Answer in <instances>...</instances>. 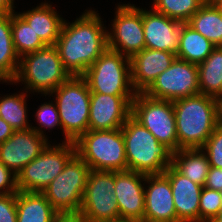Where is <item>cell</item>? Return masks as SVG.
I'll use <instances>...</instances> for the list:
<instances>
[{
  "instance_id": "2",
  "label": "cell",
  "mask_w": 222,
  "mask_h": 222,
  "mask_svg": "<svg viewBox=\"0 0 222 222\" xmlns=\"http://www.w3.org/2000/svg\"><path fill=\"white\" fill-rule=\"evenodd\" d=\"M178 150L202 148L219 125V105L214 97L197 94L172 101Z\"/></svg>"
},
{
  "instance_id": "19",
  "label": "cell",
  "mask_w": 222,
  "mask_h": 222,
  "mask_svg": "<svg viewBox=\"0 0 222 222\" xmlns=\"http://www.w3.org/2000/svg\"><path fill=\"white\" fill-rule=\"evenodd\" d=\"M176 55L144 48L130 58L132 87L136 93H144L155 81L158 75L170 67Z\"/></svg>"
},
{
  "instance_id": "16",
  "label": "cell",
  "mask_w": 222,
  "mask_h": 222,
  "mask_svg": "<svg viewBox=\"0 0 222 222\" xmlns=\"http://www.w3.org/2000/svg\"><path fill=\"white\" fill-rule=\"evenodd\" d=\"M145 176L146 174L128 169L115 171L114 194L117 197L120 220L143 222Z\"/></svg>"
},
{
  "instance_id": "22",
  "label": "cell",
  "mask_w": 222,
  "mask_h": 222,
  "mask_svg": "<svg viewBox=\"0 0 222 222\" xmlns=\"http://www.w3.org/2000/svg\"><path fill=\"white\" fill-rule=\"evenodd\" d=\"M17 222H54L60 215L42 192L16 193Z\"/></svg>"
},
{
  "instance_id": "40",
  "label": "cell",
  "mask_w": 222,
  "mask_h": 222,
  "mask_svg": "<svg viewBox=\"0 0 222 222\" xmlns=\"http://www.w3.org/2000/svg\"><path fill=\"white\" fill-rule=\"evenodd\" d=\"M219 105V124L222 125V100H218Z\"/></svg>"
},
{
  "instance_id": "4",
  "label": "cell",
  "mask_w": 222,
  "mask_h": 222,
  "mask_svg": "<svg viewBox=\"0 0 222 222\" xmlns=\"http://www.w3.org/2000/svg\"><path fill=\"white\" fill-rule=\"evenodd\" d=\"M70 74L64 69L55 45L45 47L20 58L19 69L12 83H24V91L50 95Z\"/></svg>"
},
{
  "instance_id": "23",
  "label": "cell",
  "mask_w": 222,
  "mask_h": 222,
  "mask_svg": "<svg viewBox=\"0 0 222 222\" xmlns=\"http://www.w3.org/2000/svg\"><path fill=\"white\" fill-rule=\"evenodd\" d=\"M172 166L193 183L204 186L210 164L201 148L180 149L173 152Z\"/></svg>"
},
{
  "instance_id": "28",
  "label": "cell",
  "mask_w": 222,
  "mask_h": 222,
  "mask_svg": "<svg viewBox=\"0 0 222 222\" xmlns=\"http://www.w3.org/2000/svg\"><path fill=\"white\" fill-rule=\"evenodd\" d=\"M26 93L0 96V117L4 119L15 131L27 130L32 124L27 121Z\"/></svg>"
},
{
  "instance_id": "7",
  "label": "cell",
  "mask_w": 222,
  "mask_h": 222,
  "mask_svg": "<svg viewBox=\"0 0 222 222\" xmlns=\"http://www.w3.org/2000/svg\"><path fill=\"white\" fill-rule=\"evenodd\" d=\"M90 171L88 164L75 154L42 191L60 215L79 213Z\"/></svg>"
},
{
  "instance_id": "18",
  "label": "cell",
  "mask_w": 222,
  "mask_h": 222,
  "mask_svg": "<svg viewBox=\"0 0 222 222\" xmlns=\"http://www.w3.org/2000/svg\"><path fill=\"white\" fill-rule=\"evenodd\" d=\"M143 33L145 48L172 52L175 55L179 49L182 23L170 19L152 8L143 10Z\"/></svg>"
},
{
  "instance_id": "35",
  "label": "cell",
  "mask_w": 222,
  "mask_h": 222,
  "mask_svg": "<svg viewBox=\"0 0 222 222\" xmlns=\"http://www.w3.org/2000/svg\"><path fill=\"white\" fill-rule=\"evenodd\" d=\"M18 191L17 175L0 162V195Z\"/></svg>"
},
{
  "instance_id": "25",
  "label": "cell",
  "mask_w": 222,
  "mask_h": 222,
  "mask_svg": "<svg viewBox=\"0 0 222 222\" xmlns=\"http://www.w3.org/2000/svg\"><path fill=\"white\" fill-rule=\"evenodd\" d=\"M197 67L200 93L222 100V46L215 47Z\"/></svg>"
},
{
  "instance_id": "3",
  "label": "cell",
  "mask_w": 222,
  "mask_h": 222,
  "mask_svg": "<svg viewBox=\"0 0 222 222\" xmlns=\"http://www.w3.org/2000/svg\"><path fill=\"white\" fill-rule=\"evenodd\" d=\"M127 169L143 174H161L172 165L173 151L130 116L121 128Z\"/></svg>"
},
{
  "instance_id": "14",
  "label": "cell",
  "mask_w": 222,
  "mask_h": 222,
  "mask_svg": "<svg viewBox=\"0 0 222 222\" xmlns=\"http://www.w3.org/2000/svg\"><path fill=\"white\" fill-rule=\"evenodd\" d=\"M135 95H106L91 92L88 130L122 128L131 116V103Z\"/></svg>"
},
{
  "instance_id": "31",
  "label": "cell",
  "mask_w": 222,
  "mask_h": 222,
  "mask_svg": "<svg viewBox=\"0 0 222 222\" xmlns=\"http://www.w3.org/2000/svg\"><path fill=\"white\" fill-rule=\"evenodd\" d=\"M221 210V192L203 187L199 202V222H210Z\"/></svg>"
},
{
  "instance_id": "17",
  "label": "cell",
  "mask_w": 222,
  "mask_h": 222,
  "mask_svg": "<svg viewBox=\"0 0 222 222\" xmlns=\"http://www.w3.org/2000/svg\"><path fill=\"white\" fill-rule=\"evenodd\" d=\"M143 222H176V210L169 178L164 174L145 176Z\"/></svg>"
},
{
  "instance_id": "5",
  "label": "cell",
  "mask_w": 222,
  "mask_h": 222,
  "mask_svg": "<svg viewBox=\"0 0 222 222\" xmlns=\"http://www.w3.org/2000/svg\"><path fill=\"white\" fill-rule=\"evenodd\" d=\"M58 107L61 130L65 142H75L88 131L90 95L88 84L82 76H70L51 94Z\"/></svg>"
},
{
  "instance_id": "34",
  "label": "cell",
  "mask_w": 222,
  "mask_h": 222,
  "mask_svg": "<svg viewBox=\"0 0 222 222\" xmlns=\"http://www.w3.org/2000/svg\"><path fill=\"white\" fill-rule=\"evenodd\" d=\"M0 222H17L16 193L0 195Z\"/></svg>"
},
{
  "instance_id": "20",
  "label": "cell",
  "mask_w": 222,
  "mask_h": 222,
  "mask_svg": "<svg viewBox=\"0 0 222 222\" xmlns=\"http://www.w3.org/2000/svg\"><path fill=\"white\" fill-rule=\"evenodd\" d=\"M170 181L176 222H199V202L203 186L193 183L172 165L163 172Z\"/></svg>"
},
{
  "instance_id": "30",
  "label": "cell",
  "mask_w": 222,
  "mask_h": 222,
  "mask_svg": "<svg viewBox=\"0 0 222 222\" xmlns=\"http://www.w3.org/2000/svg\"><path fill=\"white\" fill-rule=\"evenodd\" d=\"M152 9L170 19L187 23L204 4L202 0H153Z\"/></svg>"
},
{
  "instance_id": "12",
  "label": "cell",
  "mask_w": 222,
  "mask_h": 222,
  "mask_svg": "<svg viewBox=\"0 0 222 222\" xmlns=\"http://www.w3.org/2000/svg\"><path fill=\"white\" fill-rule=\"evenodd\" d=\"M115 15L111 31H107L108 48L130 59L145 48L143 8L119 4Z\"/></svg>"
},
{
  "instance_id": "36",
  "label": "cell",
  "mask_w": 222,
  "mask_h": 222,
  "mask_svg": "<svg viewBox=\"0 0 222 222\" xmlns=\"http://www.w3.org/2000/svg\"><path fill=\"white\" fill-rule=\"evenodd\" d=\"M203 187L222 192V168L210 167Z\"/></svg>"
},
{
  "instance_id": "26",
  "label": "cell",
  "mask_w": 222,
  "mask_h": 222,
  "mask_svg": "<svg viewBox=\"0 0 222 222\" xmlns=\"http://www.w3.org/2000/svg\"><path fill=\"white\" fill-rule=\"evenodd\" d=\"M187 24L216 47L222 46V10L217 4L204 3Z\"/></svg>"
},
{
  "instance_id": "1",
  "label": "cell",
  "mask_w": 222,
  "mask_h": 222,
  "mask_svg": "<svg viewBox=\"0 0 222 222\" xmlns=\"http://www.w3.org/2000/svg\"><path fill=\"white\" fill-rule=\"evenodd\" d=\"M94 10H86L72 23L64 20L55 46L70 76H82L108 48L106 27Z\"/></svg>"
},
{
  "instance_id": "33",
  "label": "cell",
  "mask_w": 222,
  "mask_h": 222,
  "mask_svg": "<svg viewBox=\"0 0 222 222\" xmlns=\"http://www.w3.org/2000/svg\"><path fill=\"white\" fill-rule=\"evenodd\" d=\"M208 156L210 167L222 168V125H218L201 148Z\"/></svg>"
},
{
  "instance_id": "11",
  "label": "cell",
  "mask_w": 222,
  "mask_h": 222,
  "mask_svg": "<svg viewBox=\"0 0 222 222\" xmlns=\"http://www.w3.org/2000/svg\"><path fill=\"white\" fill-rule=\"evenodd\" d=\"M114 189L115 171L91 170L78 214L86 222L119 221L120 215Z\"/></svg>"
},
{
  "instance_id": "21",
  "label": "cell",
  "mask_w": 222,
  "mask_h": 222,
  "mask_svg": "<svg viewBox=\"0 0 222 222\" xmlns=\"http://www.w3.org/2000/svg\"><path fill=\"white\" fill-rule=\"evenodd\" d=\"M51 3L42 2L37 7L18 15L35 31L45 45H55L65 19L53 9Z\"/></svg>"
},
{
  "instance_id": "37",
  "label": "cell",
  "mask_w": 222,
  "mask_h": 222,
  "mask_svg": "<svg viewBox=\"0 0 222 222\" xmlns=\"http://www.w3.org/2000/svg\"><path fill=\"white\" fill-rule=\"evenodd\" d=\"M15 130L0 117V144L13 135Z\"/></svg>"
},
{
  "instance_id": "29",
  "label": "cell",
  "mask_w": 222,
  "mask_h": 222,
  "mask_svg": "<svg viewBox=\"0 0 222 222\" xmlns=\"http://www.w3.org/2000/svg\"><path fill=\"white\" fill-rule=\"evenodd\" d=\"M11 29L14 48L20 58L46 46L17 12L11 13Z\"/></svg>"
},
{
  "instance_id": "32",
  "label": "cell",
  "mask_w": 222,
  "mask_h": 222,
  "mask_svg": "<svg viewBox=\"0 0 222 222\" xmlns=\"http://www.w3.org/2000/svg\"><path fill=\"white\" fill-rule=\"evenodd\" d=\"M36 119L39 122L40 127H34L31 126V128L36 131L38 134L47 137L42 130V128H45L48 130L54 129L57 126H60L61 128V122L59 118V112L56 102L51 100V103H43L36 111ZM41 128V129H40Z\"/></svg>"
},
{
  "instance_id": "13",
  "label": "cell",
  "mask_w": 222,
  "mask_h": 222,
  "mask_svg": "<svg viewBox=\"0 0 222 222\" xmlns=\"http://www.w3.org/2000/svg\"><path fill=\"white\" fill-rule=\"evenodd\" d=\"M199 93L197 65L179 58H175L170 67L158 75L144 92L149 97L167 101H175Z\"/></svg>"
},
{
  "instance_id": "38",
  "label": "cell",
  "mask_w": 222,
  "mask_h": 222,
  "mask_svg": "<svg viewBox=\"0 0 222 222\" xmlns=\"http://www.w3.org/2000/svg\"><path fill=\"white\" fill-rule=\"evenodd\" d=\"M54 222H86L79 214L59 215Z\"/></svg>"
},
{
  "instance_id": "24",
  "label": "cell",
  "mask_w": 222,
  "mask_h": 222,
  "mask_svg": "<svg viewBox=\"0 0 222 222\" xmlns=\"http://www.w3.org/2000/svg\"><path fill=\"white\" fill-rule=\"evenodd\" d=\"M19 64L20 57L13 44L11 13L0 14V82H12Z\"/></svg>"
},
{
  "instance_id": "27",
  "label": "cell",
  "mask_w": 222,
  "mask_h": 222,
  "mask_svg": "<svg viewBox=\"0 0 222 222\" xmlns=\"http://www.w3.org/2000/svg\"><path fill=\"white\" fill-rule=\"evenodd\" d=\"M215 47L187 23H182V33L176 58L199 65L212 53Z\"/></svg>"
},
{
  "instance_id": "43",
  "label": "cell",
  "mask_w": 222,
  "mask_h": 222,
  "mask_svg": "<svg viewBox=\"0 0 222 222\" xmlns=\"http://www.w3.org/2000/svg\"><path fill=\"white\" fill-rule=\"evenodd\" d=\"M219 7H220V9L222 10V0H220L219 2H217L216 3Z\"/></svg>"
},
{
  "instance_id": "8",
  "label": "cell",
  "mask_w": 222,
  "mask_h": 222,
  "mask_svg": "<svg viewBox=\"0 0 222 222\" xmlns=\"http://www.w3.org/2000/svg\"><path fill=\"white\" fill-rule=\"evenodd\" d=\"M90 92L106 95H136L132 87L130 59L107 48L82 75Z\"/></svg>"
},
{
  "instance_id": "15",
  "label": "cell",
  "mask_w": 222,
  "mask_h": 222,
  "mask_svg": "<svg viewBox=\"0 0 222 222\" xmlns=\"http://www.w3.org/2000/svg\"><path fill=\"white\" fill-rule=\"evenodd\" d=\"M50 142L32 128L15 131L0 144V162L14 174L38 157Z\"/></svg>"
},
{
  "instance_id": "9",
  "label": "cell",
  "mask_w": 222,
  "mask_h": 222,
  "mask_svg": "<svg viewBox=\"0 0 222 222\" xmlns=\"http://www.w3.org/2000/svg\"><path fill=\"white\" fill-rule=\"evenodd\" d=\"M76 154L74 142L48 146L17 174L19 191L42 192Z\"/></svg>"
},
{
  "instance_id": "41",
  "label": "cell",
  "mask_w": 222,
  "mask_h": 222,
  "mask_svg": "<svg viewBox=\"0 0 222 222\" xmlns=\"http://www.w3.org/2000/svg\"><path fill=\"white\" fill-rule=\"evenodd\" d=\"M210 222H222V210L220 211V213L213 218Z\"/></svg>"
},
{
  "instance_id": "6",
  "label": "cell",
  "mask_w": 222,
  "mask_h": 222,
  "mask_svg": "<svg viewBox=\"0 0 222 222\" xmlns=\"http://www.w3.org/2000/svg\"><path fill=\"white\" fill-rule=\"evenodd\" d=\"M76 154L91 170H127L125 141L121 128L88 130L75 142Z\"/></svg>"
},
{
  "instance_id": "39",
  "label": "cell",
  "mask_w": 222,
  "mask_h": 222,
  "mask_svg": "<svg viewBox=\"0 0 222 222\" xmlns=\"http://www.w3.org/2000/svg\"><path fill=\"white\" fill-rule=\"evenodd\" d=\"M14 8V0H0V14L15 12Z\"/></svg>"
},
{
  "instance_id": "42",
  "label": "cell",
  "mask_w": 222,
  "mask_h": 222,
  "mask_svg": "<svg viewBox=\"0 0 222 222\" xmlns=\"http://www.w3.org/2000/svg\"><path fill=\"white\" fill-rule=\"evenodd\" d=\"M202 1H203V3H214V4H216L220 0H202Z\"/></svg>"
},
{
  "instance_id": "44",
  "label": "cell",
  "mask_w": 222,
  "mask_h": 222,
  "mask_svg": "<svg viewBox=\"0 0 222 222\" xmlns=\"http://www.w3.org/2000/svg\"><path fill=\"white\" fill-rule=\"evenodd\" d=\"M115 222H137V221L119 220V221H115Z\"/></svg>"
},
{
  "instance_id": "10",
  "label": "cell",
  "mask_w": 222,
  "mask_h": 222,
  "mask_svg": "<svg viewBox=\"0 0 222 222\" xmlns=\"http://www.w3.org/2000/svg\"><path fill=\"white\" fill-rule=\"evenodd\" d=\"M131 116L147 128L155 138L178 151L175 112L172 101L155 99L144 93H136L131 103Z\"/></svg>"
}]
</instances>
